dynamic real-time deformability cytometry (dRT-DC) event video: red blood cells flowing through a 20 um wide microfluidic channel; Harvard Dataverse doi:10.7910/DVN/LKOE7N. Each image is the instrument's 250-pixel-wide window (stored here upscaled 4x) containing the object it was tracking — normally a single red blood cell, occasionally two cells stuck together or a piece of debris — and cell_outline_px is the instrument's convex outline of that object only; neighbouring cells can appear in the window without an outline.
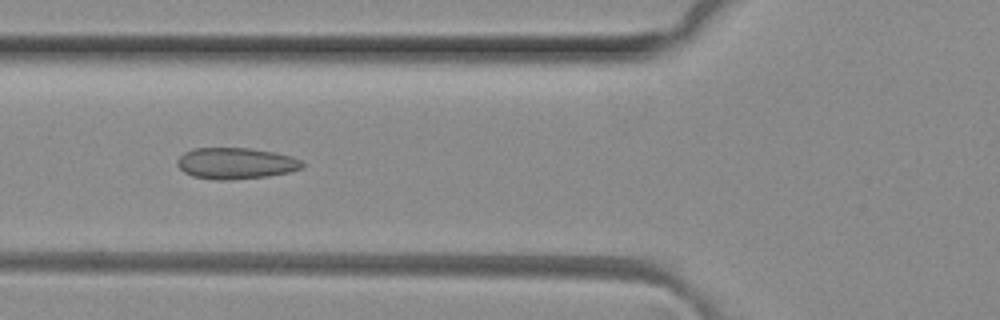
{"species": "common noctule bat (a hibernating species)", "species_latin": "Nyctalus noctula", "temperature_condition": "room temperature", "stored_images_in_passage": 5, "camera_frame_rate_fps": 3000, "um_per_image_px": 0.085, "animal": {"sex": "female", "body_mass_g": 29.2, "forearm_length_mm": 56.3}, "frame": {"image": 1, "passage_image": 5, "time_ms": 1.333, "image_size_px": [1000, 320], "cell_outline_px": [[304, 168], [288, 172], [268, 176], [232, 180], [216, 180], [192, 176], [184, 172], [176, 164], [176, 160], [184, 152], [192, 148], [248, 148], [276, 152], [292, 156], [300, 160], [304, 164]], "centroid_in_image_um": [20.03, 13.88], "position_along_channel_um": 105.8, "area_um2": 23.0}}